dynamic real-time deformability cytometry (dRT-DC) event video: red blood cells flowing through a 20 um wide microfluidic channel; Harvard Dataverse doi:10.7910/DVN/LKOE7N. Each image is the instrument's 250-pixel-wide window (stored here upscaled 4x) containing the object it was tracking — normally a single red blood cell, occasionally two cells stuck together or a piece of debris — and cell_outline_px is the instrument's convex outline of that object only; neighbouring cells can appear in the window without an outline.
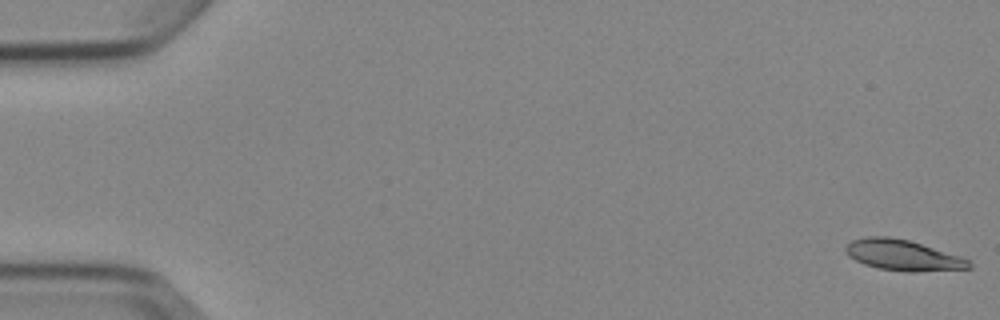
{"species": "Egyptian fruit bat (a non-hibernating species)", "species_latin": "Rousettus aegyptiacus", "temperature_condition": "cold", "stored_images_in_passage": 6, "camera_frame_rate_fps": 3000, "um_per_image_px": 0.085, "animal": {"sex": "female"}, "frame": {"image": 1, "passage_image": 1, "time_ms": 0.0, "image_size_px": [1000, 320], "cell_outline_px": [[972, 268], [912, 272], [908, 272], [880, 268], [864, 264], [848, 256], [844, 252], [844, 248], [852, 240], [868, 236], [888, 236], [908, 240], [960, 256], [968, 260], [972, 264]], "centroid_in_image_um": [76.72, 21.69], "position_along_channel_um": 8.3, "area_um2": 21.91}}
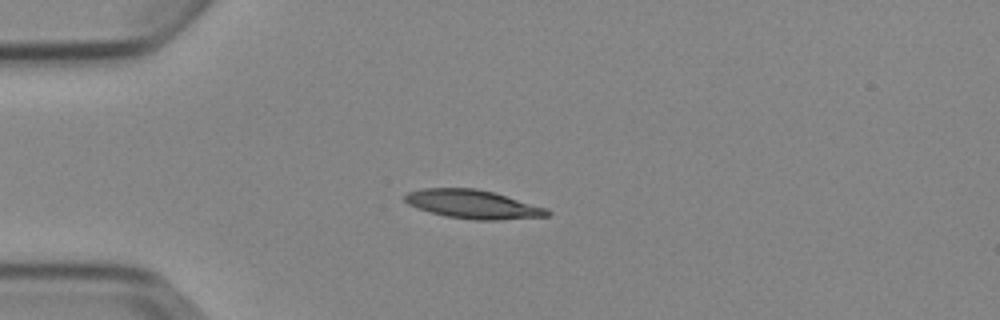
{"frame": {"image": 2, "passage_image": 4, "time_ms": 4.333, "image_size_px": [1000, 320], "cell_outline_px": [[552, 212], [548, 216], [500, 220], [472, 220], [444, 216], [408, 204], [404, 200], [404, 196], [408, 192], [420, 188], [476, 188], [492, 192], [548, 208]], "centroid_in_image_um": [40.22, 17.36], "position_along_channel_um": 44.8, "area_um2": 23.76}}
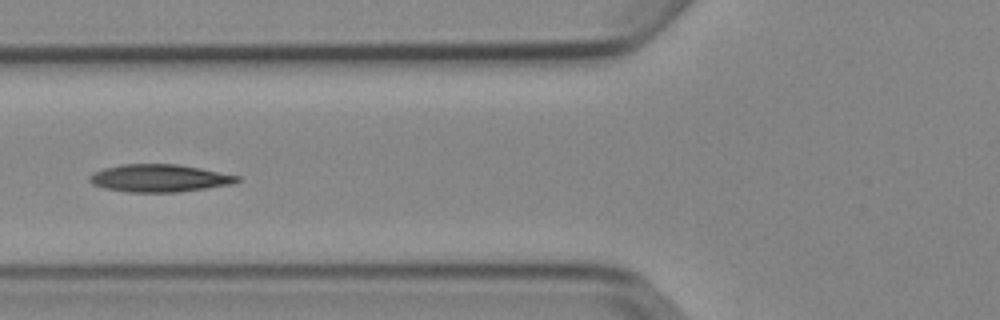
{"frame": {"image": 3, "passage_image": 6, "time_ms": 6.667, "image_size_px": [1000, 320], "cell_outline_px": [[240, 180], [232, 184], [176, 192], [128, 192], [104, 188], [92, 184], [88, 180], [88, 176], [92, 172], [104, 168], [120, 164], [176, 164], [200, 168], [240, 176]], "centroid_in_image_um": [13.49, 15.14], "position_along_channel_um": 112.3, "area_um2": 23.7}}